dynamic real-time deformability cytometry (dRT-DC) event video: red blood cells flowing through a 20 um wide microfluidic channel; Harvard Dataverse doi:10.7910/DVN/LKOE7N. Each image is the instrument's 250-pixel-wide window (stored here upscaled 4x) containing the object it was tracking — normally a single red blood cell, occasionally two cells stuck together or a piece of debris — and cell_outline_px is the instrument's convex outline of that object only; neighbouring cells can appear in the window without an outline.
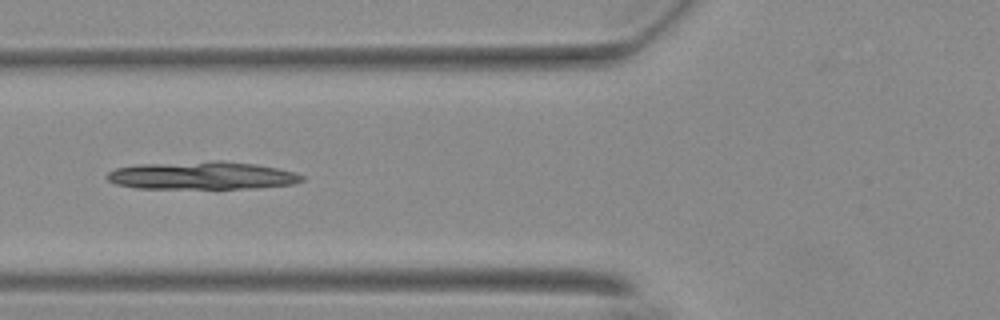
{"species": "Egyptian fruit bat (a non-hibernating species)", "species_latin": "Rousettus aegyptiacus", "temperature_condition": "warm", "stored_images_in_passage": 27, "camera_frame_rate_fps": 3000, "um_per_image_px": 0.085, "animal": {"sex": "female"}, "frame": {"image": 1, "passage_image": 8, "time_ms": 2.333, "image_size_px": [1000, 320], "cell_outline_px": [[304, 180], [292, 184], [260, 188], [136, 188], [116, 184], [108, 180], [104, 176], [108, 172], [116, 168], [140, 164], [212, 160], [220, 160], [256, 164], [296, 172], [304, 176]], "centroid_in_image_um": [17.18, 14.91], "position_along_channel_um": 108.6, "area_um2": 31.85}}